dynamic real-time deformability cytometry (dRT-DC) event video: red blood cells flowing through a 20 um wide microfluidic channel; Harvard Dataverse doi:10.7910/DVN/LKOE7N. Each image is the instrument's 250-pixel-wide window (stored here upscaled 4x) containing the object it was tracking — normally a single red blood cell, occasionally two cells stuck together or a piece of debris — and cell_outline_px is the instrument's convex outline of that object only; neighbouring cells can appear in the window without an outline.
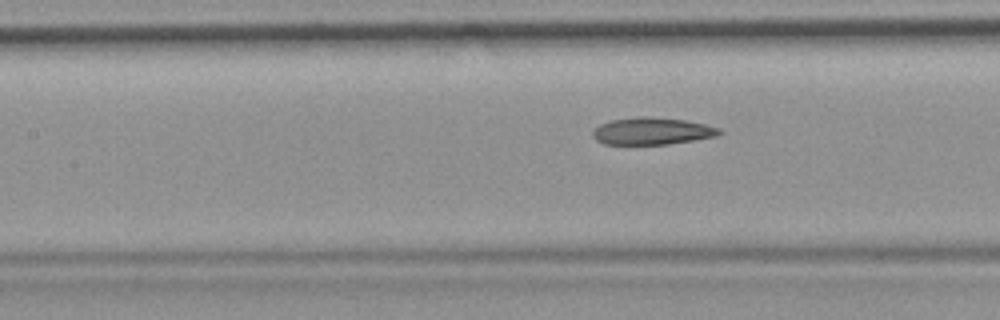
{"species": "common noctule bat (a hibernating species)", "species_latin": "Nyctalus noctula", "temperature_condition": "room temperature", "stored_images_in_passage": 8, "segment_of_instrument_passage": [2, 2], "camera_frame_rate_fps": 3000, "um_per_image_px": 0.085, "animal": {"sex": "female", "body_mass_g": 19.9}, "frame": {"image": 1, "passage_image": 8, "time_ms": 8.667, "image_size_px": [1000, 320], "cell_outline_px": [[724, 132], [716, 136], [668, 144], [604, 144], [596, 140], [592, 136], [592, 132], [600, 124], [612, 120], [636, 116], [644, 116], [684, 120], [704, 124], [720, 128]], "centroid_in_image_um": [55.41, 11.14], "position_along_channel_um": 152.0, "area_um2": 19.88}}